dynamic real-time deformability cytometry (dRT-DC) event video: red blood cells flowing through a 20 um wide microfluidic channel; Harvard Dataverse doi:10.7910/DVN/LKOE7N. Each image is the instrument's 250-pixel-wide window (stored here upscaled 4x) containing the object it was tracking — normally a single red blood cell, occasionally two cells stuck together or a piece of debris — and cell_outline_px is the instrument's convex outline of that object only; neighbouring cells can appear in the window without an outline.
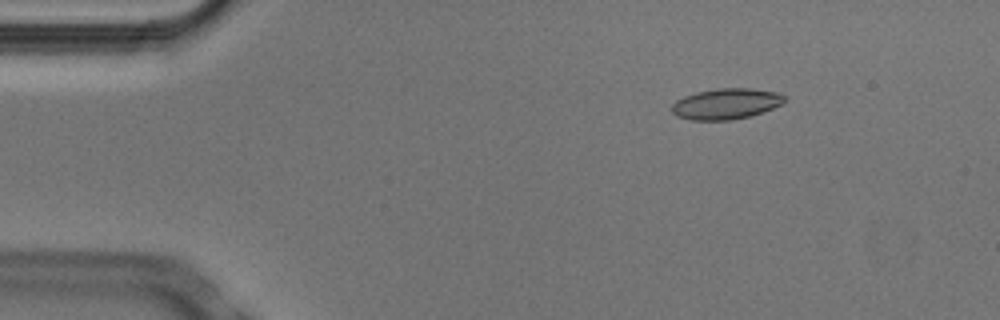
{"species": "Egyptian fruit bat (a non-hibernating species)", "species_latin": "Rousettus aegyptiacus", "temperature_condition": "cold", "stored_images_in_passage": 4, "camera_frame_rate_fps": 3000, "um_per_image_px": 0.085, "animal": {"sex": "male"}, "frame": {"image": 1, "passage_image": 3, "time_ms": 0.667, "image_size_px": [1000, 320], "cell_outline_px": [[788, 96], [780, 104], [772, 108], [748, 116], [732, 120], [692, 120], [676, 116], [672, 112], [672, 104], [676, 100], [684, 96], [696, 92], [716, 88], [752, 88], [776, 92]], "centroid_in_image_um": [61.69, 8.81], "position_along_channel_um": 23.3, "area_um2": 20.17}}